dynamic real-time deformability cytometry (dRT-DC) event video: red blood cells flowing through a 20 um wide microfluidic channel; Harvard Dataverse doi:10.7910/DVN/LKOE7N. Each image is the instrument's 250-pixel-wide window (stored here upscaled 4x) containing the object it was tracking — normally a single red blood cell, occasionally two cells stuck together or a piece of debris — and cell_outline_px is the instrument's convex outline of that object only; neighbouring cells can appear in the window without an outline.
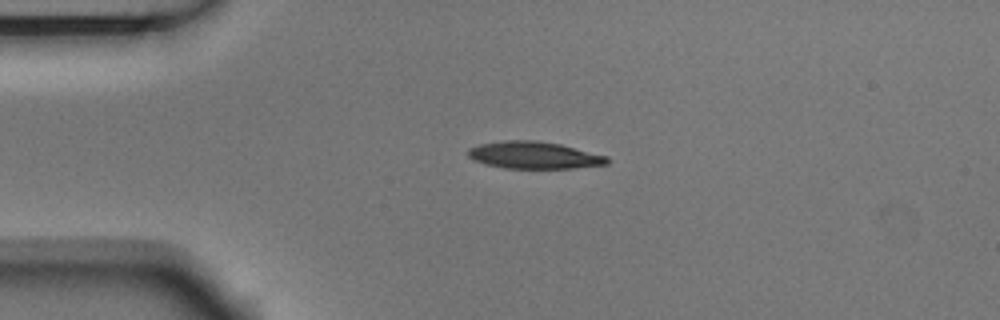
{"species": "Egyptian fruit bat (a non-hibernating species)", "species_latin": "Rousettus aegyptiacus", "temperature_condition": "room temperature", "stored_images_in_passage": 5, "camera_frame_rate_fps": 3000, "um_per_image_px": 0.085, "animal": {"sex": "male"}, "frame": {"image": 1, "passage_image": 3, "time_ms": 0.667, "image_size_px": [1000, 320], "cell_outline_px": [[608, 164], [572, 168], [504, 168], [484, 164], [472, 160], [468, 156], [468, 148], [480, 144], [504, 140], [536, 140], [560, 144], [608, 156]], "centroid_in_image_um": [45.36, 13.19], "position_along_channel_um": 39.6, "area_um2": 22.02}}
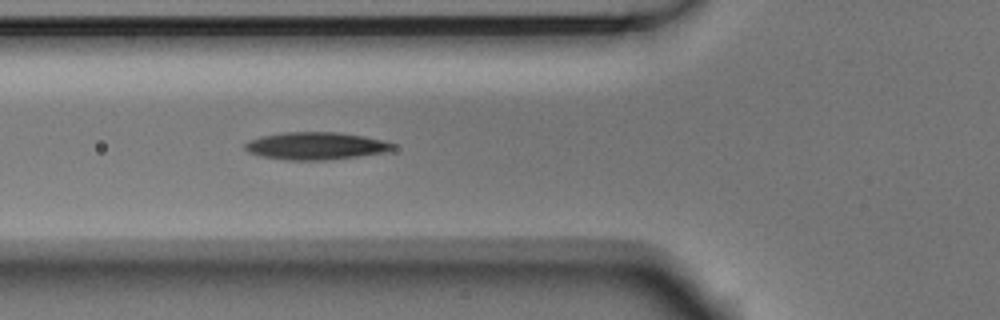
{"frame": {"image": 2, "passage_image": 5, "time_ms": 1.333, "image_size_px": [1000, 320], "cell_outline_px": [[396, 148], [384, 152], [356, 156], [324, 160], [284, 160], [260, 156], [248, 152], [244, 148], [244, 144], [248, 140], [260, 136], [284, 132], [336, 132], [364, 136], [384, 140], [396, 144]], "centroid_in_image_um": [26.81, 12.39], "position_along_channel_um": 99.0, "area_um2": 23.76}}